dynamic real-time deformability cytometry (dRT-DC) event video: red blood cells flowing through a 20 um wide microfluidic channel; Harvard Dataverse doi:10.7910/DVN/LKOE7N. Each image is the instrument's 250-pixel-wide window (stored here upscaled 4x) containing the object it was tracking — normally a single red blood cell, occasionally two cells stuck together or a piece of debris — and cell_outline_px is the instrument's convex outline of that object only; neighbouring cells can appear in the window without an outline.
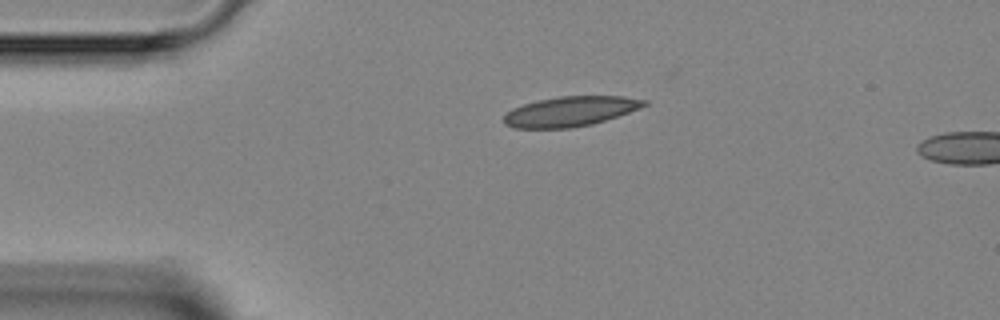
{"species": "Egyptian fruit bat (a non-hibernating species)", "species_latin": "Rousettus aegyptiacus", "temperature_condition": "room temperature", "stored_images_in_passage": 2, "camera_frame_rate_fps": 3000, "um_per_image_px": 0.085, "animal": {"sex": "female"}, "frame": {"image": 1, "passage_image": 1, "time_ms": 0.0, "image_size_px": [1000, 320], "cell_outline_px": [[648, 104], [640, 108], [592, 124], [572, 128], [516, 128], [504, 124], [504, 116], [512, 108], [536, 100], [560, 96], [624, 96], [648, 100]], "centroid_in_image_um": [48.47, 9.46], "position_along_channel_um": 36.5, "area_um2": 24.39}}